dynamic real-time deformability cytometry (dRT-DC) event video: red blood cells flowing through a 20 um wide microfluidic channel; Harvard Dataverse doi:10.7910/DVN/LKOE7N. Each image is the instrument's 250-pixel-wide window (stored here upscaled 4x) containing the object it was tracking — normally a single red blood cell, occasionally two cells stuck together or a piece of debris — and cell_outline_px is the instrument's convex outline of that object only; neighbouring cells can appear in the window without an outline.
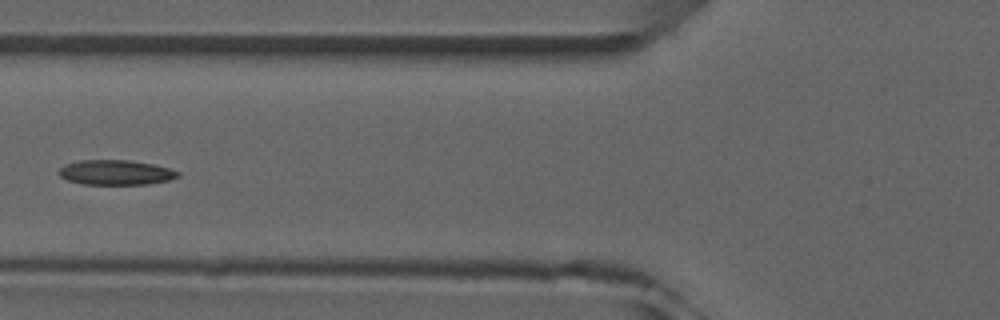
{"species": "common noctule bat (a hibernating species)", "species_latin": "Nyctalus noctula", "temperature_condition": "room temperature", "stored_images_in_passage": 6, "camera_frame_rate_fps": 3000, "um_per_image_px": 0.085, "animal": {"sex": "male", "forearm_length_mm": 52.5}, "frame": {"image": 1, "passage_image": 5, "time_ms": 4.667, "image_size_px": [1000, 320], "cell_outline_px": [[180, 176], [168, 180], [148, 184], [84, 184], [68, 180], [60, 176], [56, 172], [64, 164], [80, 160], [128, 160], [152, 164], [168, 168], [180, 172]], "centroid_in_image_um": [9.81, 14.65], "position_along_channel_um": 116.0, "area_um2": 17.22}}
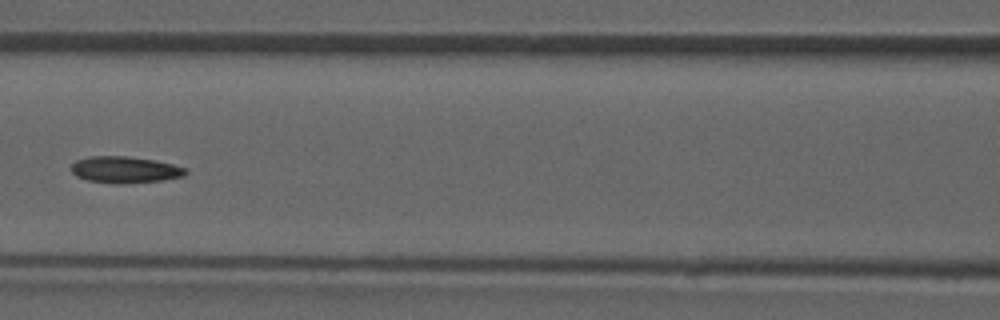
{"frame": {"image": 2, "passage_image": 6, "time_ms": 5.667, "image_size_px": [1000, 320], "cell_outline_px": [[188, 172], [184, 176], [164, 180], [120, 184], [112, 184], [88, 180], [76, 176], [72, 172], [72, 164], [76, 160], [88, 156], [128, 156], [152, 160], [172, 164], [188, 168]], "centroid_in_image_um": [10.63, 14.43], "position_along_channel_um": 156.0, "area_um2": 17.8}}